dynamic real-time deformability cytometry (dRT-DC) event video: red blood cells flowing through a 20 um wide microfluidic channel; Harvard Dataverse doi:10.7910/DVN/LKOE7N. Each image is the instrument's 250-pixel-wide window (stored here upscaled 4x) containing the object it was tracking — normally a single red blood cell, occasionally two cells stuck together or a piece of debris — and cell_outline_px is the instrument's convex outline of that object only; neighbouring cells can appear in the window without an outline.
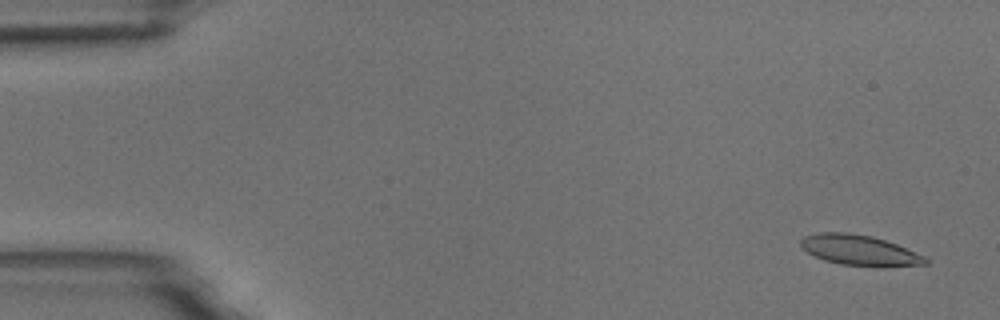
{"species": "common noctule bat (a hibernating species)", "species_latin": "Nyctalus noctula", "temperature_condition": "room temperature", "stored_images_in_passage": 55, "camera_frame_rate_fps": 3000, "um_per_image_px": 0.085, "animal": {"sex": "male", "body_mass_g": 18.8}, "frame": {"image": 1, "passage_image": 3, "time_ms": 0.667, "image_size_px": [1000, 320], "cell_outline_px": [[928, 264], [884, 268], [876, 268], [840, 264], [824, 260], [808, 252], [800, 244], [800, 240], [804, 236], [820, 232], [848, 232], [872, 236], [896, 244], [924, 256], [928, 260]], "centroid_in_image_um": [73.09, 21.29], "position_along_channel_um": 11.9, "area_um2": 22.37}}
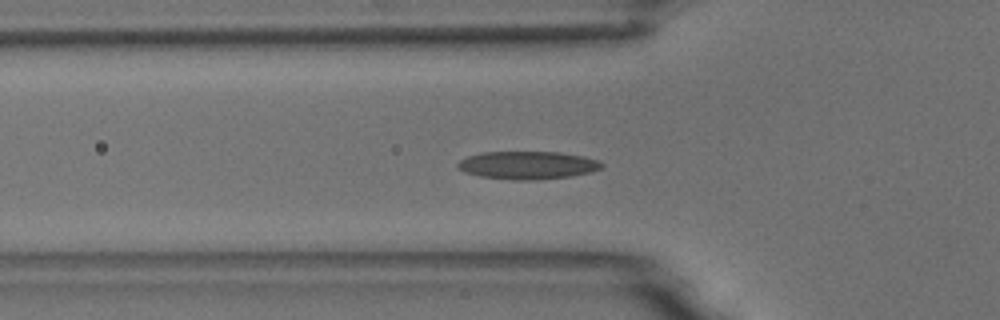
{"frame": {"image": 2, "passage_image": 19, "time_ms": 6.0, "image_size_px": [1000, 320], "cell_outline_px": [[604, 168], [592, 172], [572, 176], [536, 180], [512, 180], [480, 176], [464, 172], [456, 168], [456, 164], [460, 160], [468, 156], [484, 152], [560, 152], [584, 156], [596, 160], [604, 164]], "centroid_in_image_um": [44.86, 14.05], "position_along_channel_um": 80.9, "area_um2": 23.64}}
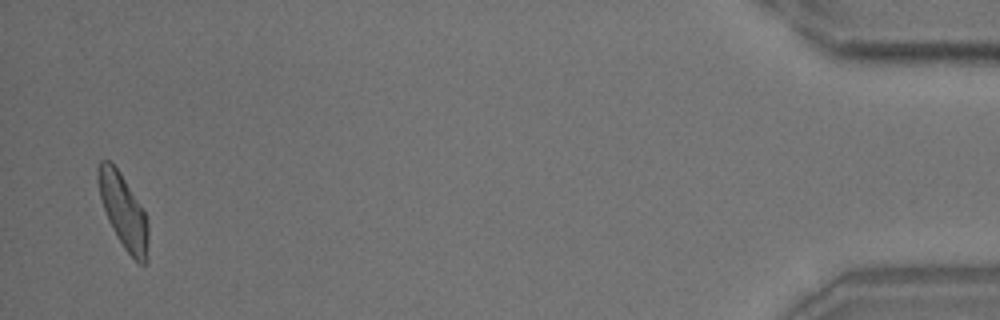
{"frame": {"image": 3, "passage_image": 54, "time_ms": 17.667, "image_size_px": [1000, 320], "cell_outline_px": [[148, 260], [144, 264], [140, 264], [124, 248], [116, 236], [108, 220], [100, 196], [96, 180], [96, 176], [100, 160], [108, 160], [120, 172], [144, 212], [148, 220]], "centroid_in_image_um": [10.48, 17.97], "position_along_channel_um": 424.7, "area_um2": 21.39}, "authors_computed_cell_mechanics": {"area_um2": 22.0796, "velocity_mm_per_s": 3.6712, "shape_relaxation_time_tau1_ms": 7.9234, "shape_relaxation_time_tau2_ms": 2.345, "deformation_change_tau1": 0.1926, "deformation_change_tau2": 0.0934}}